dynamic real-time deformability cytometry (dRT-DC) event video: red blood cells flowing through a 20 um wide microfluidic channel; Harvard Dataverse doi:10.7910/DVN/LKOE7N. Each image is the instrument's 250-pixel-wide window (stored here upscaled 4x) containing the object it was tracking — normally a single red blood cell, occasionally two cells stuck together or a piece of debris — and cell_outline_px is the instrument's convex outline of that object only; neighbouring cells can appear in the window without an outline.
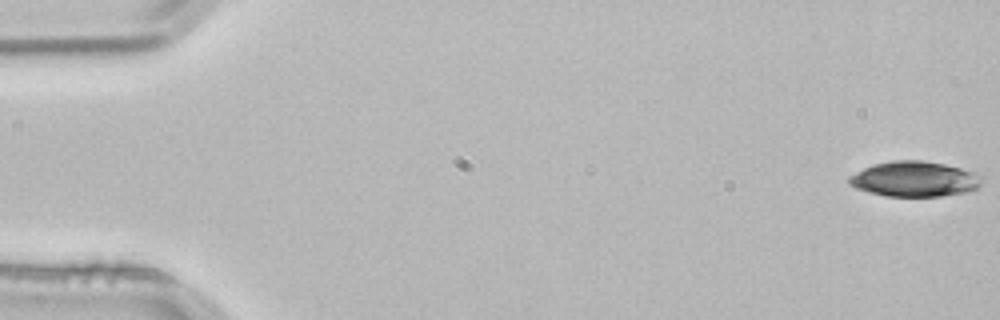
{"species": "common noctule bat (a hibernating species)", "species_latin": "Nyctalus noctula", "temperature_condition": "room temperature", "stored_images_in_passage": 2, "segment_of_instrument_passage": [2, 2], "camera_frame_rate_fps": 3000, "um_per_image_px": 0.085, "animal": {"sex": "male", "body_mass_g": 21.5, "forearm_length_mm": 52.0}, "frame": {"image": 1, "passage_image": 2, "time_ms": 0.333, "image_size_px": [1000, 320], "cell_outline_px": [[980, 184], [972, 192], [940, 196], [884, 196], [868, 192], [856, 188], [848, 184], [848, 176], [872, 164], [892, 160], [920, 160], [944, 164], [960, 168], [972, 172], [980, 176]], "centroid_in_image_um": [77.69, 15.22], "position_along_channel_um": 7.3, "area_um2": 27.34}}